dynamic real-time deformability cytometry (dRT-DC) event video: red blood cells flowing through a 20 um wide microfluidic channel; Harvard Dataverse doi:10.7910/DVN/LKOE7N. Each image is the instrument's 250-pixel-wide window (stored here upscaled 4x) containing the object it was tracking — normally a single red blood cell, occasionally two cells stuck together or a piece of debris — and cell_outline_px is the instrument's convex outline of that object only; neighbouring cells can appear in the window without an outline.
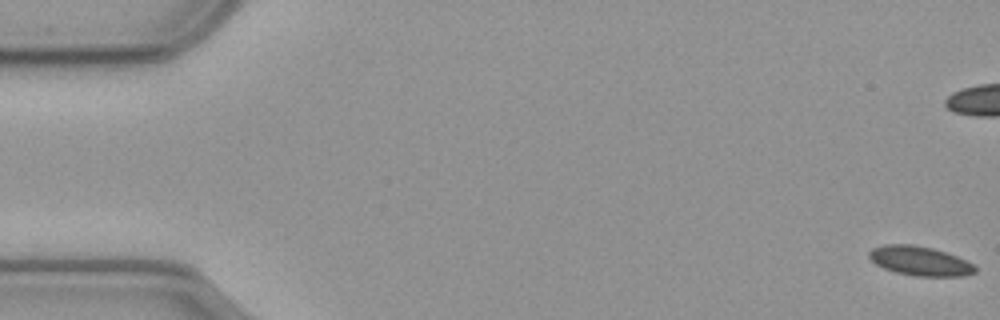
{"species": "common noctule bat (a hibernating species)", "species_latin": "Nyctalus noctula", "temperature_condition": "cold", "stored_images_in_passage": 59, "camera_frame_rate_fps": 3000, "um_per_image_px": 0.085, "animal": {"sex": "male", "body_mass_g": 23.1, "forearm_length_mm": 52.7}, "frame": {"image": 1, "passage_image": 1, "time_ms": 0.0, "image_size_px": [1000, 320], "cell_outline_px": [[976, 272], [964, 276], [916, 276], [896, 272], [884, 268], [876, 264], [868, 256], [868, 252], [872, 248], [884, 244], [912, 244], [932, 248], [956, 256], [972, 264], [976, 268]], "centroid_in_image_um": [78.16, 22.17], "position_along_channel_um": 6.8, "area_um2": 17.98}}
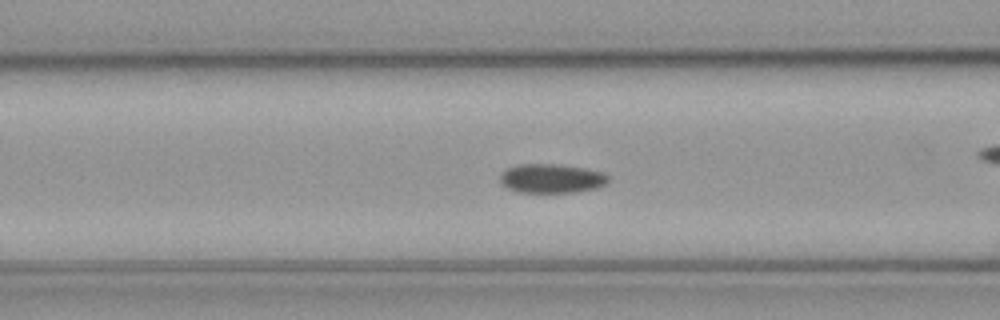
{"frame": {"image": 2, "passage_image": 23, "time_ms": 7.333, "image_size_px": [1000, 320], "cell_outline_px": [[612, 180], [608, 184], [596, 188], [576, 192], [520, 192], [508, 188], [500, 184], [500, 172], [516, 164], [556, 164], [584, 168], [604, 172]], "centroid_in_image_um": [46.9, 15.16], "position_along_channel_um": 119.7, "area_um2": 18.61}}
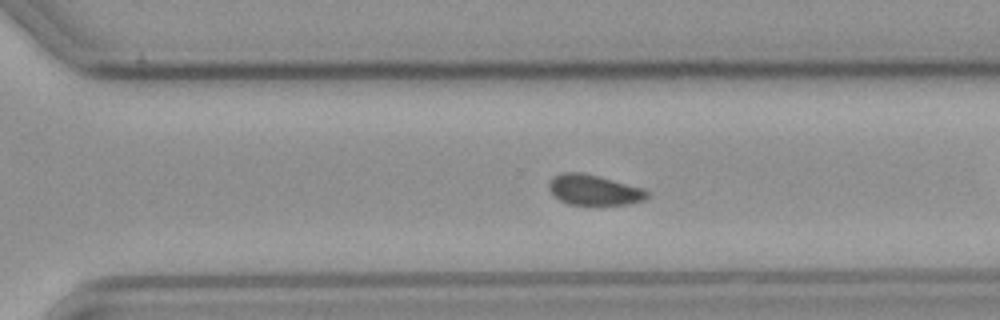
{"frame": {"image": 3, "passage_image": 40, "time_ms": 13.0, "image_size_px": [1000, 320], "cell_outline_px": [[648, 196], [644, 200], [632, 204], [568, 204], [552, 196], [548, 188], [548, 184], [552, 176], [564, 172], [580, 172], [644, 188], [648, 192]], "centroid_in_image_um": [50.45, 16.15], "position_along_channel_um": 320.2, "area_um2": 17.34}, "authors_computed_cell_mechanics": {"area_um2": 17.9758, "velocity_mm_per_s": 3.5348, "shape_relaxation_time_tau1_ms": null, "shape_relaxation_time_tau2_ms": 7.1517, "deformation_change_tau1": null, "deformation_change_tau2": 0.0999}}